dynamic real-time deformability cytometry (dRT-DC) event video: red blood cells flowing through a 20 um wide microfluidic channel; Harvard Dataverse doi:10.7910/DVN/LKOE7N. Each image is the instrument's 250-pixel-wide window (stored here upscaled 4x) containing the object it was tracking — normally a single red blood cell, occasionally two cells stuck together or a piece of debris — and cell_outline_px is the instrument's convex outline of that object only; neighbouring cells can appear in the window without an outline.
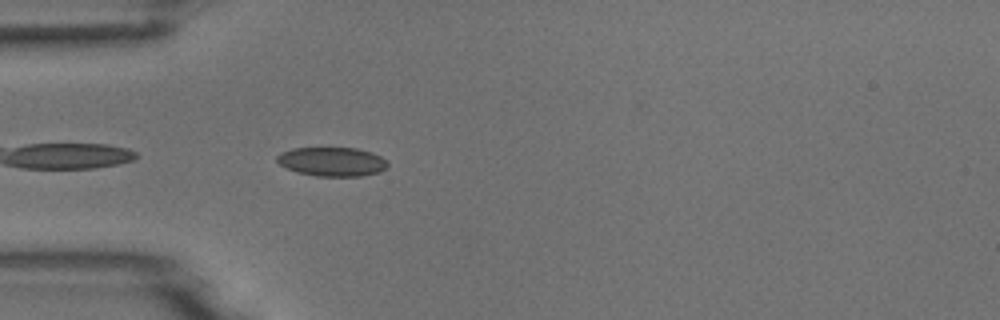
{"species": "common noctule bat (a hibernating species)", "species_latin": "Nyctalus noctula", "temperature_condition": "room temperature", "stored_images_in_passage": 5, "camera_frame_rate_fps": 3000, "um_per_image_px": 0.085, "animal": {"sex": "male", "body_mass_g": 18.8}, "frame": {"image": 1, "passage_image": 5, "time_ms": 4.667, "image_size_px": [1000, 320], "cell_outline_px": [[388, 168], [380, 172], [360, 176], [316, 176], [296, 172], [280, 164], [276, 160], [276, 156], [280, 152], [292, 148], [356, 148], [372, 152], [380, 156], [388, 164]], "centroid_in_image_um": [28.22, 13.74], "position_along_channel_um": 56.8, "area_um2": 18.79}}